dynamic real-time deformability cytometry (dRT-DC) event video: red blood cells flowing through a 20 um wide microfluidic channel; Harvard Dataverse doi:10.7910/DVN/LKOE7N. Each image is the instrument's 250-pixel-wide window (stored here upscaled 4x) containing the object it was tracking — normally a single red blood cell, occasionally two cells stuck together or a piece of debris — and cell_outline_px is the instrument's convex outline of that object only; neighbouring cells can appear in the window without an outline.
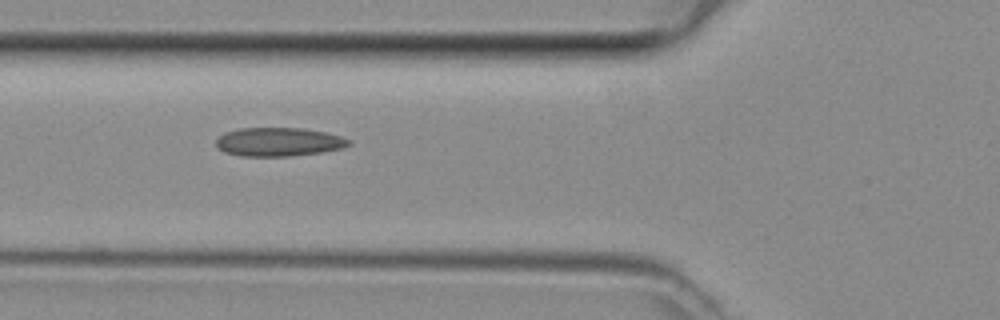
{"species": "common noctule bat (a hibernating species)", "species_latin": "Nyctalus noctula", "temperature_condition": "room temperature", "stored_images_in_passage": 7, "camera_frame_rate_fps": 3000, "um_per_image_px": 0.085, "animal": {"sex": "female", "body_mass_g": 29.2, "forearm_length_mm": 56.3}, "frame": {"image": 1, "passage_image": 5, "time_ms": 1.333, "image_size_px": [1000, 320], "cell_outline_px": [[352, 144], [344, 148], [320, 152], [288, 156], [240, 156], [224, 152], [216, 144], [216, 140], [224, 132], [240, 128], [300, 128], [324, 132], [340, 136], [352, 140]], "centroid_in_image_um": [23.7, 12.06], "position_along_channel_um": 102.1, "area_um2": 22.14}}
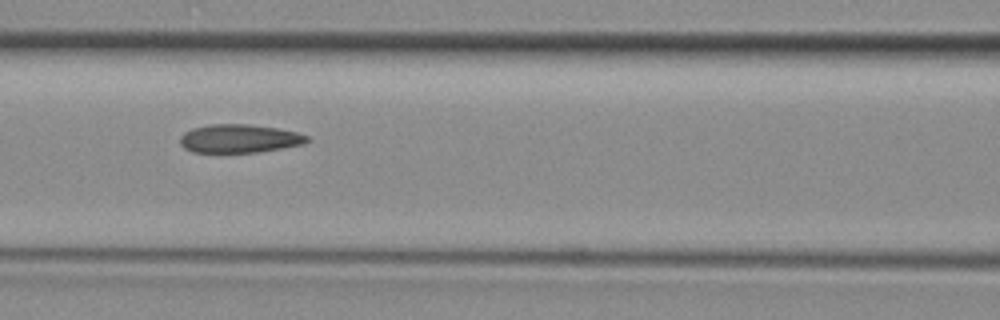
{"frame": {"image": 2, "passage_image": 6, "time_ms": 1.667, "image_size_px": [1000, 320], "cell_outline_px": [[312, 140], [304, 144], [284, 148], [260, 152], [192, 152], [184, 148], [180, 144], [180, 136], [184, 132], [192, 128], [208, 124], [248, 124], [276, 128], [296, 132], [308, 136]], "centroid_in_image_um": [20.35, 11.78], "position_along_channel_um": 146.3, "area_um2": 21.21}}
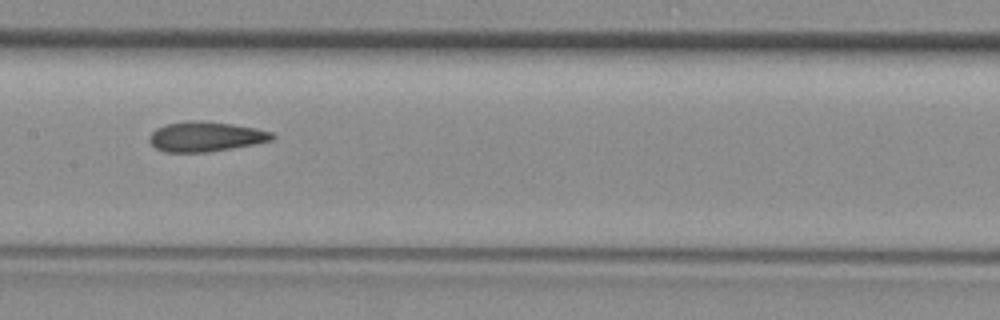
{"frame": {"image": 3, "passage_image": 7, "time_ms": 2.0, "image_size_px": [1000, 320], "cell_outline_px": [[276, 136], [272, 140], [256, 144], [204, 152], [164, 152], [156, 148], [148, 140], [148, 136], [156, 128], [164, 124], [188, 120], [200, 120], [232, 124], [256, 128], [272, 132]], "centroid_in_image_um": [17.46, 11.6], "position_along_channel_um": 189.9, "area_um2": 21.5}}